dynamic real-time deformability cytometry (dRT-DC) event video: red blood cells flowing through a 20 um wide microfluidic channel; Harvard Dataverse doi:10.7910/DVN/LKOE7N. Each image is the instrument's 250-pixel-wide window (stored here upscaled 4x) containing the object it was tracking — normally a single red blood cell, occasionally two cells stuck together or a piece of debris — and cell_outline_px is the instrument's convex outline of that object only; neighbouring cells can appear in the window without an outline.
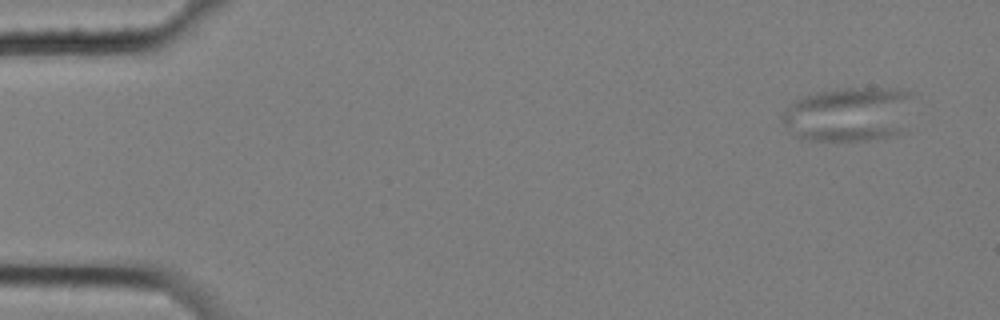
{"species": "common noctule bat (a hibernating species)", "species_latin": "Nyctalus noctula", "temperature_condition": "cold", "stored_images_in_passage": 5, "camera_frame_rate_fps": 3000, "um_per_image_px": 0.085, "animal": {"sex": "female", "body_mass_g": 25.1}, "frame": {"image": 1, "passage_image": 1, "time_ms": 0.0, "image_size_px": [1000, 320], "cell_outline_px": [[912, 96], [908, 132], [868, 140], [812, 140], [796, 136], [780, 120], [780, 116], [796, 100], [816, 92], [844, 88], [892, 88], [912, 92]], "centroid_in_image_um": [72.24, 9.71], "position_along_channel_um": 12.8, "area_um2": 41.91}}